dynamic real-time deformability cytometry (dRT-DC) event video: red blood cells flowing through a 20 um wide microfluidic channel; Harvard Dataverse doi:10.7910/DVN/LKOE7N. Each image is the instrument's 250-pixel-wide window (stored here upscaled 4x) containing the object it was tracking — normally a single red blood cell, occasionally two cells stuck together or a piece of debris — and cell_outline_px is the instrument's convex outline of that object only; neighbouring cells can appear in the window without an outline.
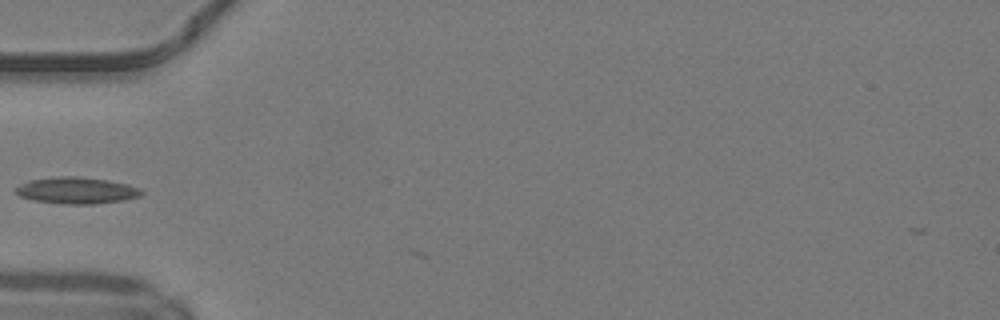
{"species": "common noctule bat (a hibernating species)", "species_latin": "Nyctalus noctula", "temperature_condition": "warm", "stored_images_in_passage": 12, "camera_frame_rate_fps": 3000, "um_per_image_px": 0.085, "animal": {"sex": "male", "body_mass_g": 19.2, "forearm_length_mm": 51.8}, "frame": {"image": 1, "passage_image": 2, "time_ms": 0.333, "image_size_px": [1000, 320], "cell_outline_px": [[144, 192], [140, 196], [124, 200], [92, 204], [64, 204], [32, 200], [20, 196], [12, 188], [28, 180], [56, 176], [80, 176], [108, 180], [128, 184], [140, 188]], "centroid_in_image_um": [6.49, 16.18], "position_along_channel_um": 78.5, "area_um2": 19.71}}
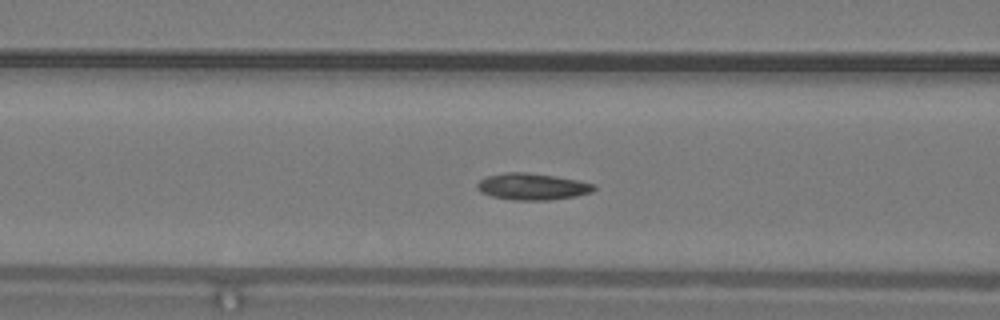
{"frame": {"image": 2, "passage_image": 5, "time_ms": 1.333, "image_size_px": [1000, 320], "cell_outline_px": [[596, 188], [592, 192], [576, 196], [548, 200], [512, 200], [492, 196], [480, 192], [476, 188], [476, 184], [480, 180], [488, 176], [508, 172], [524, 172], [580, 180], [596, 184]], "centroid_in_image_um": [45.26, 15.86], "position_along_channel_um": 121.3, "area_um2": 18.09}}
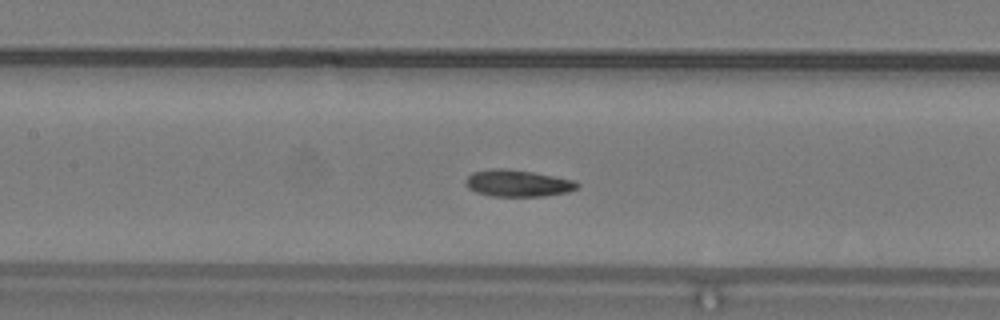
{"frame": {"image": 3, "passage_image": 8, "time_ms": 2.333, "image_size_px": [1000, 320], "cell_outline_px": [[580, 188], [568, 192], [544, 196], [492, 196], [476, 192], [468, 188], [464, 184], [464, 180], [472, 172], [496, 168], [504, 168], [532, 172], [572, 180], [580, 184]], "centroid_in_image_um": [43.99, 15.58], "position_along_channel_um": 163.4, "area_um2": 17.4}}